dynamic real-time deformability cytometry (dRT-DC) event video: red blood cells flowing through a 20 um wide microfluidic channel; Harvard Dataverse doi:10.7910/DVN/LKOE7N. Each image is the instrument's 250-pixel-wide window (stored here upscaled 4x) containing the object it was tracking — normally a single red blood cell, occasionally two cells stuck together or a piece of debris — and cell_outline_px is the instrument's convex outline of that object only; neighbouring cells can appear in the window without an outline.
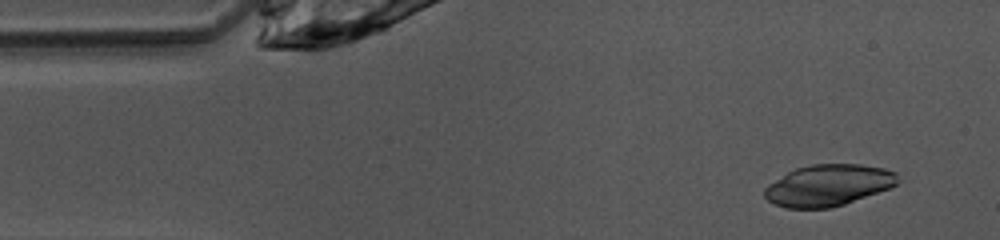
{"species": "common noctule bat (a hibernating species)", "species_latin": "Nyctalus noctula", "temperature_condition": "warm", "stored_images_in_passage": 47, "camera_frame_rate_fps": 3000, "um_per_image_px": 0.085, "animal": {"sex": "female", "body_mass_g": 10.0, "forearm_length_mm": 53.1}, "frame": {"image": 1, "passage_image": 3, "time_ms": 0.667, "image_size_px": [1000, 240], "cell_outline_px": [[896, 184], [888, 188], [844, 204], [828, 208], [784, 208], [768, 200], [764, 196], [764, 188], [768, 184], [788, 172], [796, 168], [812, 164], [860, 164], [884, 168], [896, 172]], "centroid_in_image_um": [70.36, 15.74], "position_along_channel_um": 14.6, "area_um2": 31.79}}